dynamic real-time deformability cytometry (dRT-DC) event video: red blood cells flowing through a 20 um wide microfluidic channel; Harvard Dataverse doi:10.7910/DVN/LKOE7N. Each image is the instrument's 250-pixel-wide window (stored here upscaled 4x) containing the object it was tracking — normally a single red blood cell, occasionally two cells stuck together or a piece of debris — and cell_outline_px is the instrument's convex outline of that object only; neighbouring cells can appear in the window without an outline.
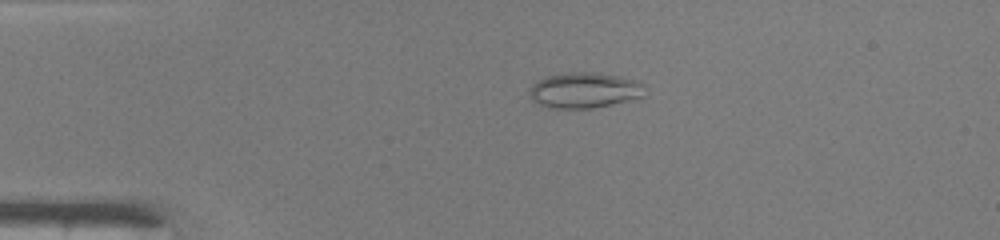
{"species": "common noctule bat (a hibernating species)", "species_latin": "Nyctalus noctula", "temperature_condition": "warm", "stored_images_in_passage": 38, "camera_frame_rate_fps": 3000, "um_per_image_px": 0.085, "animal": {"sex": "male", "body_mass_g": 19.0, "forearm_length_mm": 50.8}, "frame": {"image": 1, "passage_image": 1, "time_ms": 0.0, "image_size_px": [1000, 240], "cell_outline_px": [[644, 96], [612, 104], [592, 108], [552, 108], [540, 104], [532, 100], [528, 96], [528, 92], [532, 84], [536, 80], [548, 76], [564, 72], [600, 72], [620, 76], [636, 80], [644, 84]], "centroid_in_image_um": [49.65, 7.65], "position_along_channel_um": 35.3, "area_um2": 24.16}}
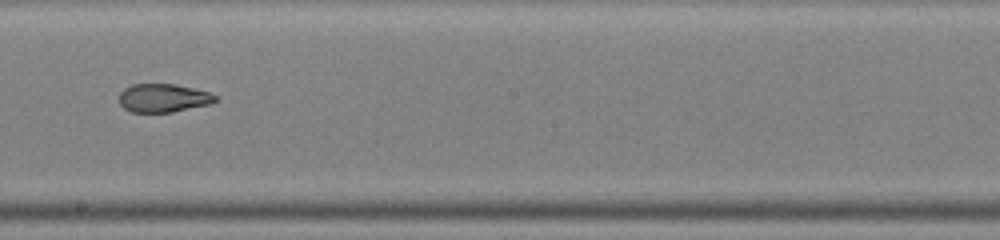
{"frame": {"image": 2, "passage_image": 18, "time_ms": 5.667, "image_size_px": [1000, 240], "cell_outline_px": [[220, 100], [212, 104], [172, 112], [132, 112], [124, 108], [120, 104], [120, 92], [124, 88], [132, 84], [176, 84], [208, 92], [220, 96]], "centroid_in_image_um": [13.94, 8.33], "position_along_channel_um": 234.3, "area_um2": 16.13}}
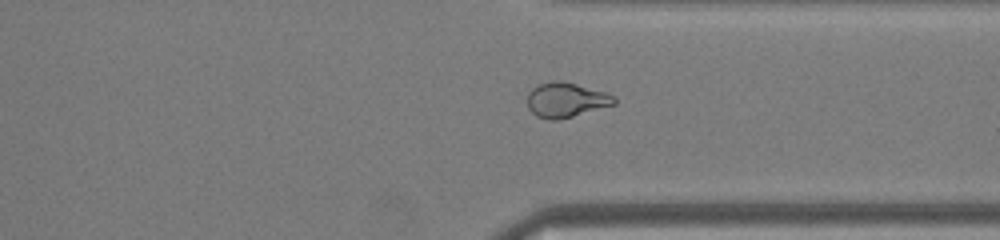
{"frame": {"image": 3, "passage_image": 27, "time_ms": 8.667, "image_size_px": [1000, 240], "cell_outline_px": [[616, 104], [572, 116], [556, 120], [548, 120], [536, 116], [528, 108], [528, 92], [532, 88], [540, 84], [552, 80], [560, 80], [576, 84], [604, 92], [616, 96]], "centroid_in_image_um": [48.1, 8.49], "position_along_channel_um": 363.3, "area_um2": 17.51}, "authors_computed_cell_mechanics": {"area_um2": 18.207, "velocity_mm_per_s": 4.2778, "shape_relaxation_time_tau1_ms": null, "shape_relaxation_time_tau2_ms": 1.5584, "deformation_change_tau1": null, "deformation_change_tau2": 0.0851}}